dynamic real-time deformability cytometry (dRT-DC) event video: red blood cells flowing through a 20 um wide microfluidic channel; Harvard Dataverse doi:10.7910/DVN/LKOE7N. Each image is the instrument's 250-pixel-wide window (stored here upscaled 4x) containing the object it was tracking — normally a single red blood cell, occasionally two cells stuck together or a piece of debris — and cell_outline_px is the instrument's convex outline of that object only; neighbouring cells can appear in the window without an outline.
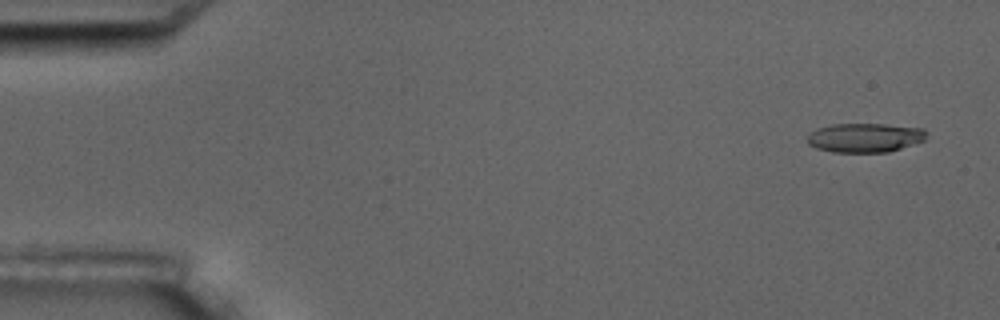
{"species": "common noctule bat (a hibernating species)", "species_latin": "Nyctalus noctula", "temperature_condition": "room temperature", "stored_images_in_passage": 8, "camera_frame_rate_fps": 3000, "um_per_image_px": 0.085, "animal": {"sex": "male", "body_mass_g": 17.5, "forearm_length_mm": 52.3}, "frame": {"image": 1, "passage_image": 1, "time_ms": 0.0, "image_size_px": [1000, 320], "cell_outline_px": [[928, 132], [924, 140], [888, 152], [832, 152], [816, 148], [808, 144], [808, 136], [816, 128], [832, 124], [884, 124], [924, 128]], "centroid_in_image_um": [73.52, 11.69], "position_along_channel_um": 11.5, "area_um2": 20.23}}
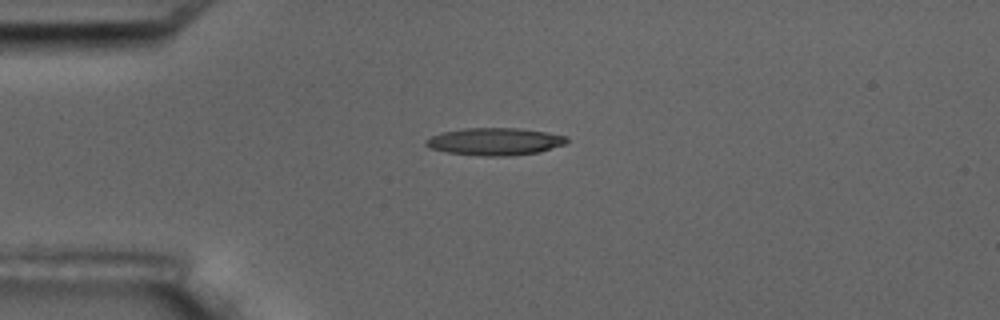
{"frame": {"image": 2, "passage_image": 4, "time_ms": 3.667, "image_size_px": [1000, 320], "cell_outline_px": [[568, 140], [564, 144], [540, 152], [512, 156], [480, 156], [448, 152], [428, 148], [424, 144], [424, 140], [440, 132], [464, 128], [520, 128], [548, 132], [568, 136]], "centroid_in_image_um": [42.05, 12.03], "position_along_channel_um": 42.9, "area_um2": 22.77}}
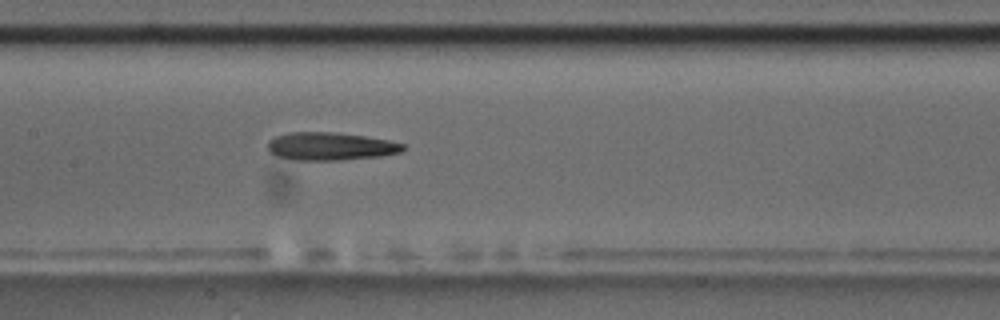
{"frame": {"image": 3, "passage_image": 8, "time_ms": 8.0, "image_size_px": [1000, 320], "cell_outline_px": [[408, 148], [400, 152], [380, 156], [340, 160], [296, 160], [276, 156], [268, 152], [268, 140], [276, 136], [288, 132], [332, 132], [364, 136], [388, 140], [404, 144]], "centroid_in_image_um": [28.07, 12.44], "position_along_channel_um": 179.3, "area_um2": 22.08}}